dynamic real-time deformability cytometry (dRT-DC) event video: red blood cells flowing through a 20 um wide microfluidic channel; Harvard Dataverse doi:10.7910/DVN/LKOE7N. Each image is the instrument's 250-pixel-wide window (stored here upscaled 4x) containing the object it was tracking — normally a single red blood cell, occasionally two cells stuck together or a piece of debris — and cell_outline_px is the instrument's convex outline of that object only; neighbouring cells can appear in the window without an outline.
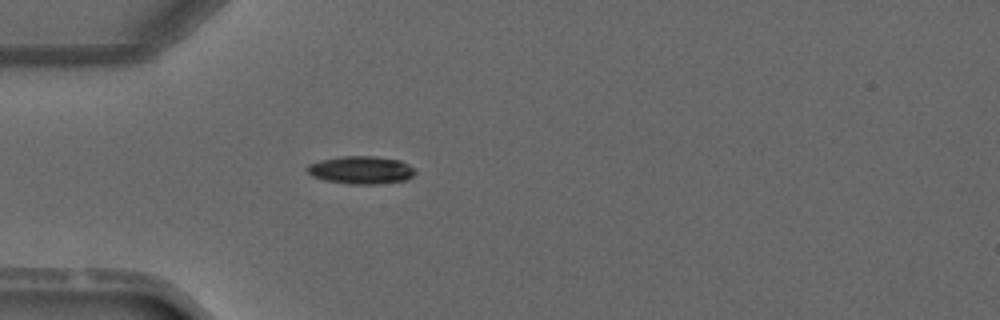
{"species": "common noctule bat (a hibernating species)", "species_latin": "Nyctalus noctula", "temperature_condition": "warm", "stored_images_in_passage": 1, "camera_frame_rate_fps": 3000, "um_per_image_px": 0.085, "animal": {"sex": "male", "forearm_length_mm": 52.5}, "frame": {"image": 1, "passage_image": 1, "time_ms": 0.0, "image_size_px": [1000, 320], "cell_outline_px": [[416, 172], [408, 180], [376, 184], [348, 184], [324, 180], [312, 176], [304, 168], [308, 164], [320, 160], [340, 156], [376, 156], [400, 160], [408, 164]], "centroid_in_image_um": [30.66, 14.45], "position_along_channel_um": 54.3, "area_um2": 17.69}}